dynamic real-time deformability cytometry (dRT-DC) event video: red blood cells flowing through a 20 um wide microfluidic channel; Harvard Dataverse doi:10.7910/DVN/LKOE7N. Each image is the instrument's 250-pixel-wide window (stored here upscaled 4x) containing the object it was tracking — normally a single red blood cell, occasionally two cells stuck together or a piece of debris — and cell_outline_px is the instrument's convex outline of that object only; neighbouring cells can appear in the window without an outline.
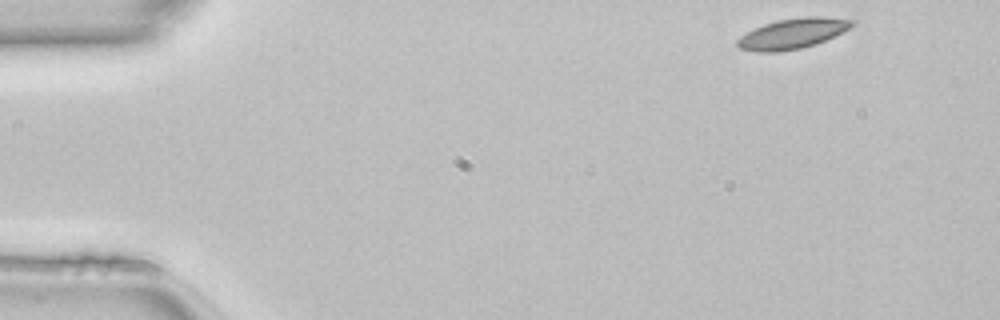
{"species": "common noctule bat (a hibernating species)", "species_latin": "Nyctalus noctula", "temperature_condition": "room temperature", "stored_images_in_passage": 46, "camera_frame_rate_fps": 3000, "um_per_image_px": 0.085, "animal": {"sex": "female", "body_mass_g": 22.7, "forearm_length_mm": 54.2}, "frame": {"image": 1, "passage_image": 1, "time_ms": 0.0, "image_size_px": [1000, 320], "cell_outline_px": [[856, 24], [816, 44], [800, 48], [776, 52], [756, 52], [740, 48], [736, 44], [736, 40], [740, 36], [764, 24], [776, 20], [808, 16], [820, 16], [856, 20]], "centroid_in_image_um": [67.35, 2.85], "position_along_channel_um": 17.6, "area_um2": 20.0}}
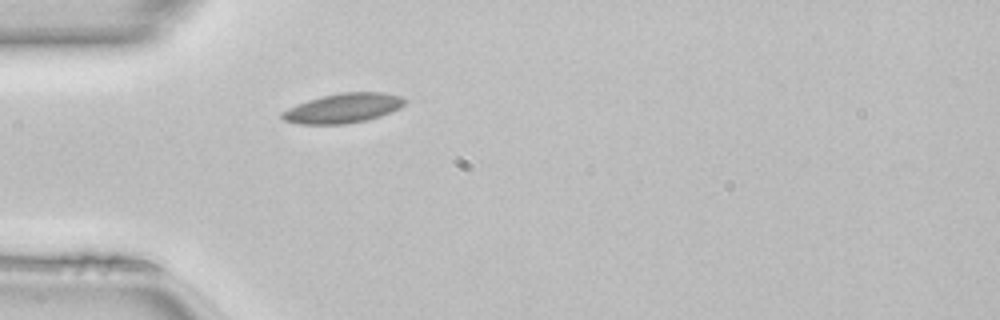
{"frame": {"image": 2, "passage_image": 11, "time_ms": 3.333, "image_size_px": [1000, 320], "cell_outline_px": [[408, 100], [400, 108], [380, 116], [368, 120], [344, 124], [296, 124], [284, 120], [280, 116], [280, 112], [296, 104], [320, 96], [340, 92], [384, 92], [400, 96]], "centroid_in_image_um": [29.15, 9.19], "position_along_channel_um": 55.8, "area_um2": 21.39}}
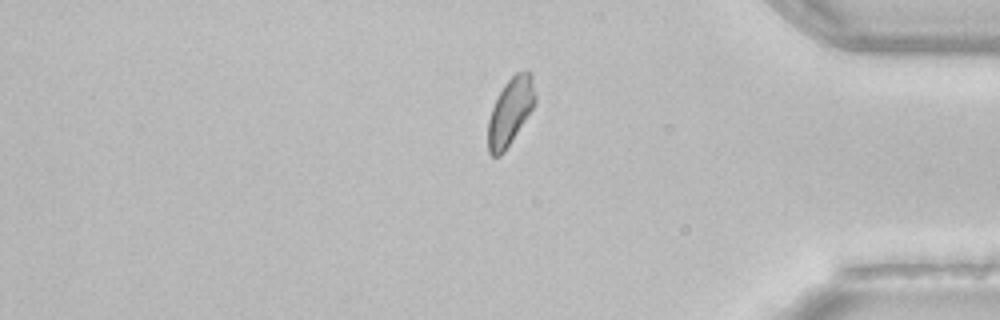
{"frame": {"image": 3, "passage_image": 38, "time_ms": 12.333, "image_size_px": [1000, 320], "cell_outline_px": [[536, 100], [532, 108], [504, 152], [500, 156], [492, 156], [488, 152], [488, 120], [492, 108], [504, 84], [516, 72], [528, 72], [532, 76], [536, 92]], "centroid_in_image_um": [43.37, 9.48], "position_along_channel_um": 391.8, "area_um2": 18.03}, "authors_computed_cell_mechanics": {"area_um2": 19.363, "velocity_mm_per_s": 4.0781, "shape_relaxation_time_tau1_ms": 10.4014, "shape_relaxation_time_tau2_ms": null, "deformation_change_tau1": 0.1629, "deformation_change_tau2": null}}